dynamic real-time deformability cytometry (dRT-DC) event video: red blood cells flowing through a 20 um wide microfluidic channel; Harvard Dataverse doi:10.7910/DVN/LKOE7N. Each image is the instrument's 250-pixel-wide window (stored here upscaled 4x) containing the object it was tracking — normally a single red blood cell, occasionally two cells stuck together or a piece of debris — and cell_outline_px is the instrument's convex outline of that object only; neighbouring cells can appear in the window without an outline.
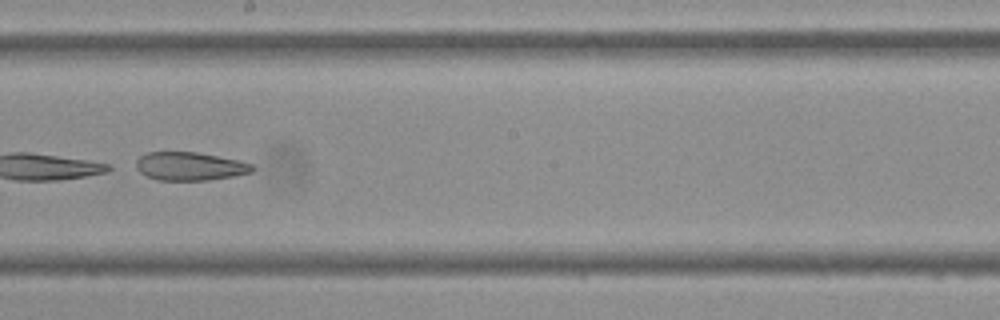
{"species": "Egyptian fruit bat (a non-hibernating species)", "species_latin": "Rousettus aegyptiacus", "temperature_condition": "cold", "stored_images_in_passage": 52, "camera_frame_rate_fps": 3000, "um_per_image_px": 0.085, "frame": {"image": 1, "passage_image": 30, "time_ms": 9.667, "image_size_px": [1000, 320], "cell_outline_px": [[256, 168], [252, 172], [236, 176], [208, 180], [156, 180], [140, 172], [136, 168], [136, 160], [140, 156], [148, 152], [196, 152], [240, 160], [252, 164]], "centroid_in_image_um": [16.17, 14.13], "position_along_channel_um": 232.0, "area_um2": 19.31}}